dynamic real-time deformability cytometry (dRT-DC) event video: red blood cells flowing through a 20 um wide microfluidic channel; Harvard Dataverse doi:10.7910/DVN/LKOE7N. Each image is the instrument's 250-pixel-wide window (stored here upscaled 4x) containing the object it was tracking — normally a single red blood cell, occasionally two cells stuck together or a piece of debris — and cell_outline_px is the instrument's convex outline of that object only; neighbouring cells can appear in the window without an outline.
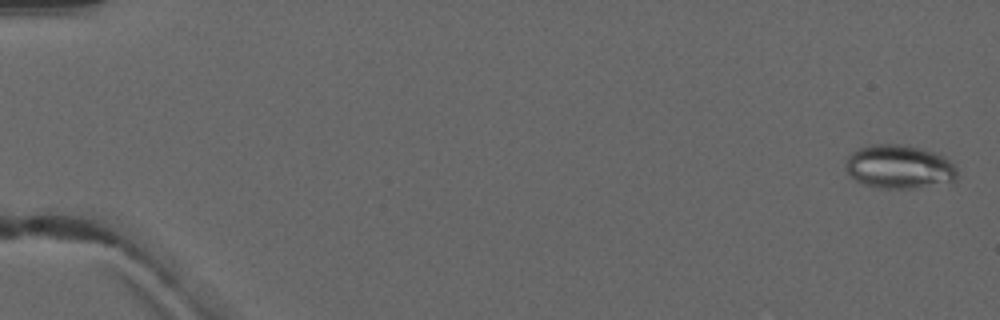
{"species": "common noctule bat (a hibernating species)", "species_latin": "Nyctalus noctula", "temperature_condition": "warm", "stored_images_in_passage": 6, "camera_frame_rate_fps": 3000, "um_per_image_px": 0.085, "animal": {"sex": "male", "forearm_length_mm": 52.5}, "frame": {"image": 1, "passage_image": 6, "time_ms": 7.0, "image_size_px": [1000, 320], "cell_outline_px": [[956, 180], [952, 184], [912, 188], [876, 188], [864, 184], [856, 180], [848, 172], [844, 164], [844, 160], [852, 152], [860, 148], [872, 144], [908, 144], [944, 156], [956, 168]], "centroid_in_image_um": [76.45, 14.19], "position_along_channel_um": 8.6, "area_um2": 28.73}}